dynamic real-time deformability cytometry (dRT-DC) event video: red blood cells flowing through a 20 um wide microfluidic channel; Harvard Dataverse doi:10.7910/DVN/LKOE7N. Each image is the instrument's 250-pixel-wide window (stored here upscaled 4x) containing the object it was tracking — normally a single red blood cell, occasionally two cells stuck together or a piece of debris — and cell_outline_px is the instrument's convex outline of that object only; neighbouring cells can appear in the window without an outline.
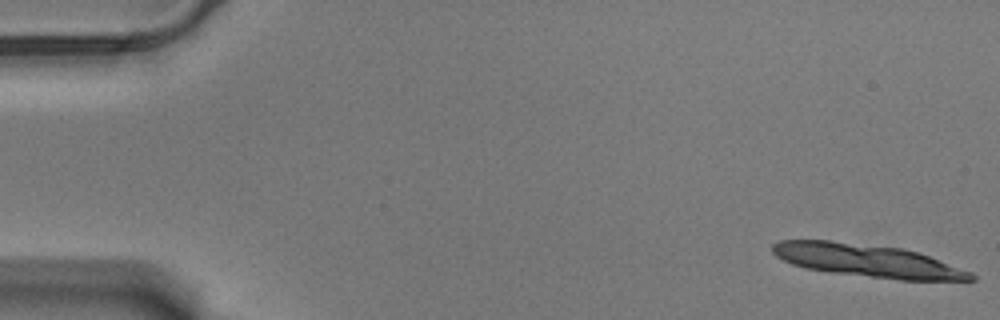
{"species": "Egyptian fruit bat (a non-hibernating species)", "species_latin": "Rousettus aegyptiacus", "temperature_condition": "warm", "stored_images_in_passage": 14, "camera_frame_rate_fps": 3000, "um_per_image_px": 0.085, "animal": {"sex": "male"}, "frame": {"image": 1, "passage_image": 1, "time_ms": 0.0, "image_size_px": [1000, 320], "cell_outline_px": [[976, 280], [900, 280], [832, 272], [804, 268], [792, 264], [776, 256], [772, 252], [772, 244], [780, 240], [828, 240], [900, 248], [916, 252], [928, 256], [972, 272], [976, 276]], "centroid_in_image_um": [73.71, 22.15], "position_along_channel_um": 11.3, "area_um2": 37.51}}